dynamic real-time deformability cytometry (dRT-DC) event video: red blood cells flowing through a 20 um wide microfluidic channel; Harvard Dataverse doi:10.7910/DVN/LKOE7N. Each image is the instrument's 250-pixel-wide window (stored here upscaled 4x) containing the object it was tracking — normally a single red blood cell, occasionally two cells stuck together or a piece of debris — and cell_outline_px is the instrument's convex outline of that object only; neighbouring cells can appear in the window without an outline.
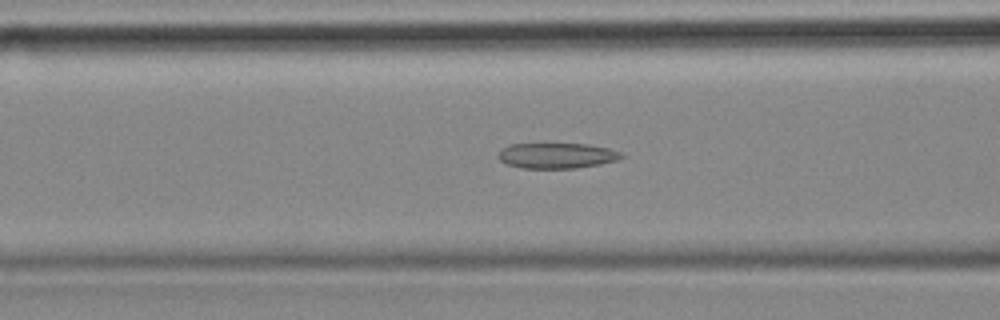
{"species": "common noctule bat (a hibernating species)", "species_latin": "Nyctalus noctula", "temperature_condition": "cold", "stored_images_in_passage": 56, "camera_frame_rate_fps": 3000, "um_per_image_px": 0.085, "animal": {"sex": "female", "body_mass_g": 18.4}, "frame": {"image": 1, "passage_image": 21, "time_ms": 6.667, "image_size_px": [1000, 320], "cell_outline_px": [[624, 156], [616, 160], [600, 164], [576, 168], [520, 168], [504, 164], [496, 156], [508, 144], [588, 144], [608, 148], [620, 152]], "centroid_in_image_um": [47.29, 13.23], "position_along_channel_um": 119.3, "area_um2": 18.26}}
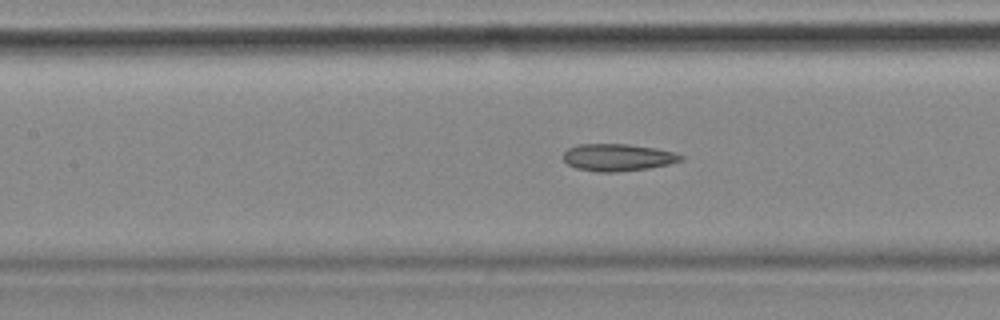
{"frame": {"image": 2, "passage_image": 24, "time_ms": 7.667, "image_size_px": [1000, 320], "cell_outline_px": [[684, 160], [668, 164], [648, 168], [616, 172], [596, 172], [576, 168], [568, 164], [560, 156], [568, 148], [576, 144], [628, 144], [656, 148], [672, 152], [684, 156]], "centroid_in_image_um": [52.47, 13.38], "position_along_channel_um": 154.9, "area_um2": 18.73}}
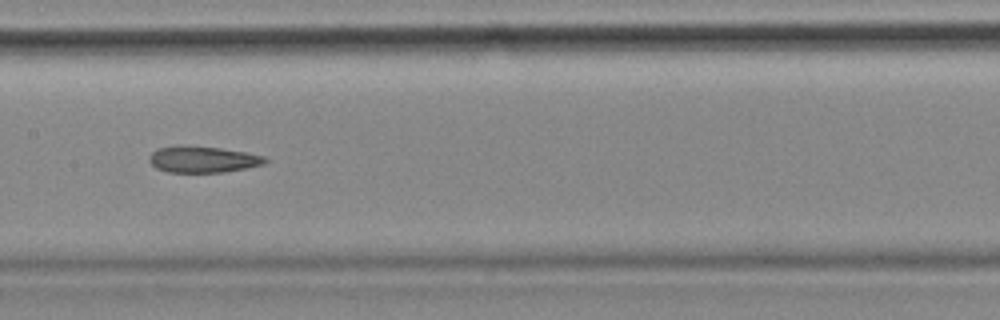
{"frame": {"image": 3, "passage_image": 27, "time_ms": 8.667, "image_size_px": [1000, 320], "cell_outline_px": [[268, 160], [264, 164], [224, 172], [168, 172], [156, 168], [148, 160], [148, 156], [156, 148], [220, 148], [248, 152], [264, 156]], "centroid_in_image_um": [17.28, 13.58], "position_along_channel_um": 190.1, "area_um2": 17.11}, "authors_computed_cell_mechanics": {"area_um2": 18.8428, "velocity_mm_per_s": 3.5413, "shape_relaxation_time_tau1_ms": null, "shape_relaxation_time_tau2_ms": 8.894, "deformation_change_tau1": null, "deformation_change_tau2": 0.2054}}